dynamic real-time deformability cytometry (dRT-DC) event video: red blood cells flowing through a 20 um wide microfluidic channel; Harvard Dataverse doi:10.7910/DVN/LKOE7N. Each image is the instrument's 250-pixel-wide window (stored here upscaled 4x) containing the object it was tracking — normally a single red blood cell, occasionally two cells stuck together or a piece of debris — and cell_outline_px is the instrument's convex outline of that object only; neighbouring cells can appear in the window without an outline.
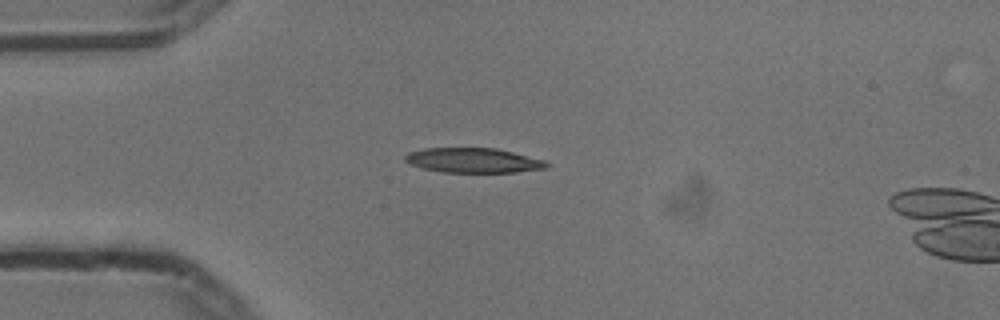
{"species": "common noctule bat (a hibernating species)", "species_latin": "Nyctalus noctula", "temperature_condition": "cold", "stored_images_in_passage": 4, "camera_frame_rate_fps": 3000, "um_per_image_px": 0.085, "animal": {"sex": "male", "body_mass_g": 13.3}, "frame": {"image": 1, "passage_image": 1, "time_ms": 0.0, "image_size_px": [1000, 320], "cell_outline_px": [[552, 164], [548, 168], [516, 172], [440, 172], [408, 164], [404, 160], [404, 156], [408, 152], [424, 148], [496, 148], [544, 160]], "centroid_in_image_um": [40.23, 13.63], "position_along_channel_um": 44.8, "area_um2": 20.52}}